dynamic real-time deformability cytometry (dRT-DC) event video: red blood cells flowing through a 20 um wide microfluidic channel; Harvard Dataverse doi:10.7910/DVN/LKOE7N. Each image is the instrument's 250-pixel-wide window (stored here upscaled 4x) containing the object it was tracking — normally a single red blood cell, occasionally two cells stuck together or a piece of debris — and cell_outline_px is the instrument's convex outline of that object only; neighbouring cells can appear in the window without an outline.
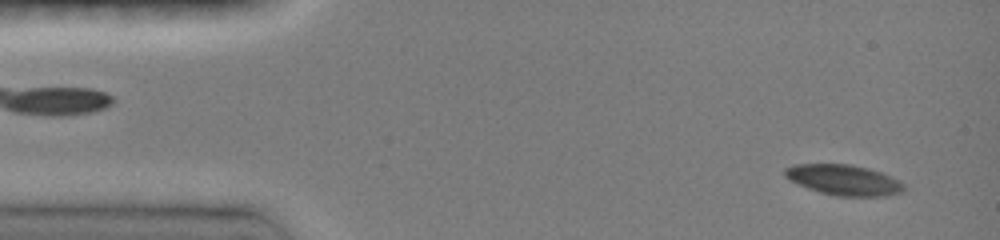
{"species": "common noctule bat (a hibernating species)", "species_latin": "Nyctalus noctula", "temperature_condition": "room temperature", "stored_images_in_passage": 46, "camera_frame_rate_fps": 3000, "um_per_image_px": 0.085, "animal": {"sex": "female", "body_mass_g": 19.0, "forearm_length_mm": 51.5}, "frame": {"image": 1, "passage_image": 2, "time_ms": 0.333, "image_size_px": [1000, 240], "cell_outline_px": [[904, 192], [888, 196], [836, 196], [820, 192], [808, 188], [788, 180], [784, 176], [784, 168], [792, 164], [852, 164], [868, 168], [880, 172], [900, 180], [904, 184]], "centroid_in_image_um": [71.72, 15.29], "position_along_channel_um": 13.3, "area_um2": 21.39}}
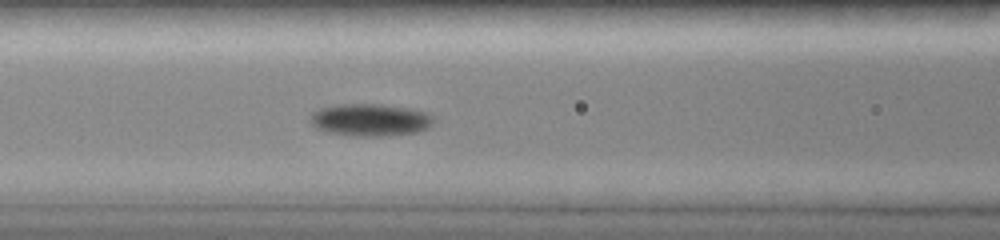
{"frame": {"image": 2, "passage_image": 18, "time_ms": 5.667, "image_size_px": [1000, 240], "cell_outline_px": [[432, 124], [428, 128], [416, 132], [388, 136], [348, 136], [328, 132], [316, 128], [312, 124], [312, 112], [320, 108], [336, 104], [384, 104], [408, 108], [424, 112], [432, 116]], "centroid_in_image_um": [31.45, 10.19], "position_along_channel_um": 135.1, "area_um2": 23.24}}
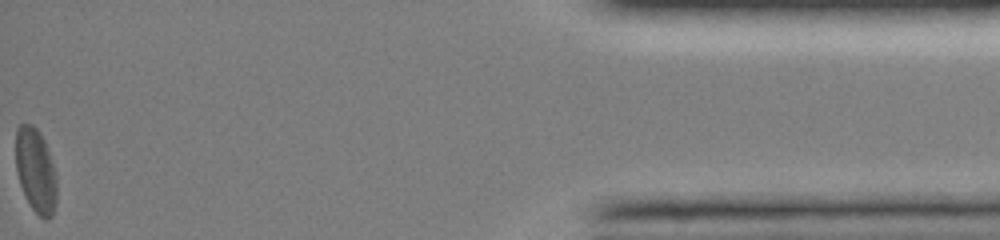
{"frame": {"image": 3, "passage_image": 46, "time_ms": 15.0, "image_size_px": [1000, 240], "cell_outline_px": [[56, 200], [52, 216], [48, 220], [44, 220], [32, 208], [20, 184], [16, 172], [16, 128], [20, 124], [32, 124], [40, 132], [44, 140], [56, 176]], "centroid_in_image_um": [3.03, 14.49], "position_along_channel_um": 432.2, "area_um2": 19.94}, "authors_computed_cell_mechanics": {"area_um2": 21.0392, "velocity_mm_per_s": 4.0693, "shape_relaxation_time_tau1_ms": 2.2661, "shape_relaxation_time_tau2_ms": 10.4717, "deformation_change_tau1": 0.0712, "deformation_change_tau2": 0.0819}}